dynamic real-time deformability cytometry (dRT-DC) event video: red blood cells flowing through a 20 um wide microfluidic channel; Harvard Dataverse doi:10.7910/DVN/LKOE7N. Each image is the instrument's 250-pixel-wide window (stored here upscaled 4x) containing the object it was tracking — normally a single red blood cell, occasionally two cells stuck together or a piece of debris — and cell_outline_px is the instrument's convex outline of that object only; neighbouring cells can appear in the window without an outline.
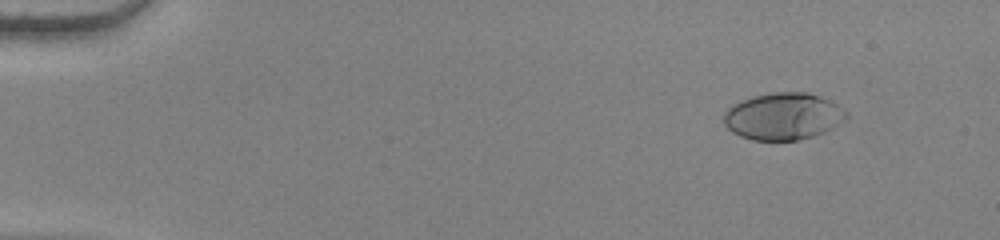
{"species": "human", "species_latin": "Homo sapiens", "temperature_condition": "warm", "stored_images_in_passage": 50, "camera_frame_rate_fps": 3000, "um_per_image_px": 0.085, "donor": {"sex": "female"}, "frame": {"image": 1, "passage_image": 1, "time_ms": 0.0, "image_size_px": [1000, 240], "cell_outline_px": [[848, 116], [844, 120], [832, 128], [824, 132], [812, 136], [796, 140], [752, 140], [740, 136], [732, 132], [724, 124], [724, 112], [732, 104], [740, 100], [752, 96], [772, 92], [808, 92], [832, 100], [848, 112]], "centroid_in_image_um": [66.57, 9.87], "position_along_channel_um": 18.4, "area_um2": 33.81}}
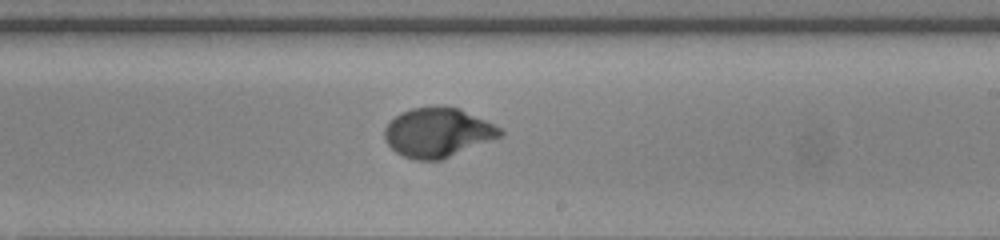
{"frame": {"image": 2, "passage_image": 29, "time_ms": 9.333, "image_size_px": [1000, 240], "cell_outline_px": [[504, 136], [440, 160], [416, 160], [404, 156], [396, 152], [384, 140], [384, 128], [400, 112], [412, 108], [440, 104], [460, 108], [500, 128], [504, 132]], "centroid_in_image_um": [37.21, 11.24], "position_along_channel_um": 251.8, "area_um2": 33.41}}
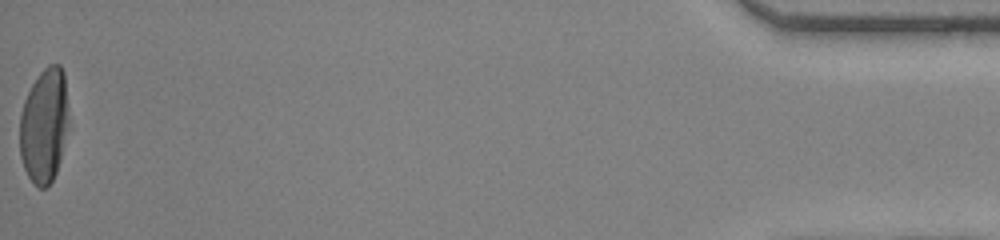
{"frame": {"image": 3, "passage_image": 50, "time_ms": 16.333, "image_size_px": [1000, 240], "cell_outline_px": [[68, 124], [60, 160], [56, 172], [48, 188], [40, 188], [28, 176], [24, 168], [20, 156], [20, 116], [24, 100], [32, 84], [40, 72], [48, 64], [60, 64], [64, 72], [68, 116]], "centroid_in_image_um": [3.75, 10.66], "position_along_channel_um": 431.5, "area_um2": 32.6}, "authors_computed_cell_mechanics": {"area_um2": 33.0038, "velocity_mm_per_s": 3.8386, "shape_relaxation_time_tau1_ms": 4.0248, "shape_relaxation_time_tau2_ms": null, "deformation_change_tau1": 0.2381, "deformation_change_tau2": null}}